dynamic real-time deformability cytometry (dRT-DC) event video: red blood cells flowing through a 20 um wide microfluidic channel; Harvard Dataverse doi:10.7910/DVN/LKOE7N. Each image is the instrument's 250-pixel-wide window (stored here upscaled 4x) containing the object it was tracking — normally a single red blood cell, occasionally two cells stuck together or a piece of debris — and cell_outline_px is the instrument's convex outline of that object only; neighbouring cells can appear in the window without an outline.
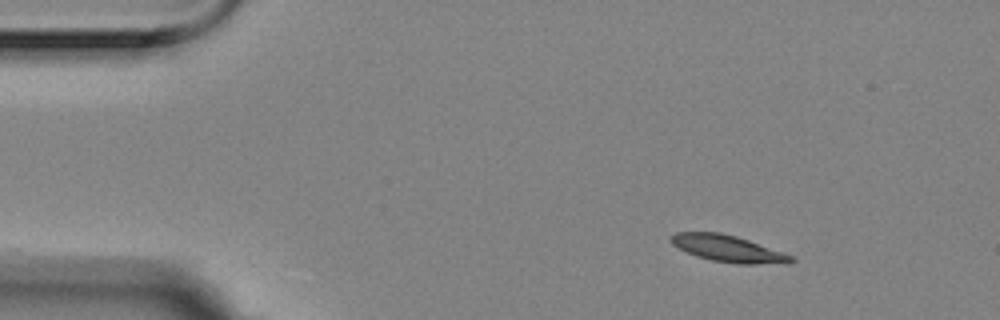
{"species": "Egyptian fruit bat (a non-hibernating species)", "species_latin": "Rousettus aegyptiacus", "temperature_condition": "room temperature", "stored_images_in_passage": 3, "camera_frame_rate_fps": 3000, "um_per_image_px": 0.085, "animal": {"sex": "female"}, "frame": {"image": 1, "passage_image": 1, "time_ms": 0.0, "image_size_px": [1000, 320], "cell_outline_px": [[796, 260], [788, 264], [736, 264], [712, 260], [696, 256], [672, 244], [668, 240], [668, 236], [676, 232], [720, 232], [736, 236], [784, 252], [792, 256]], "centroid_in_image_um": [61.89, 21.13], "position_along_channel_um": 23.1, "area_um2": 18.84}}